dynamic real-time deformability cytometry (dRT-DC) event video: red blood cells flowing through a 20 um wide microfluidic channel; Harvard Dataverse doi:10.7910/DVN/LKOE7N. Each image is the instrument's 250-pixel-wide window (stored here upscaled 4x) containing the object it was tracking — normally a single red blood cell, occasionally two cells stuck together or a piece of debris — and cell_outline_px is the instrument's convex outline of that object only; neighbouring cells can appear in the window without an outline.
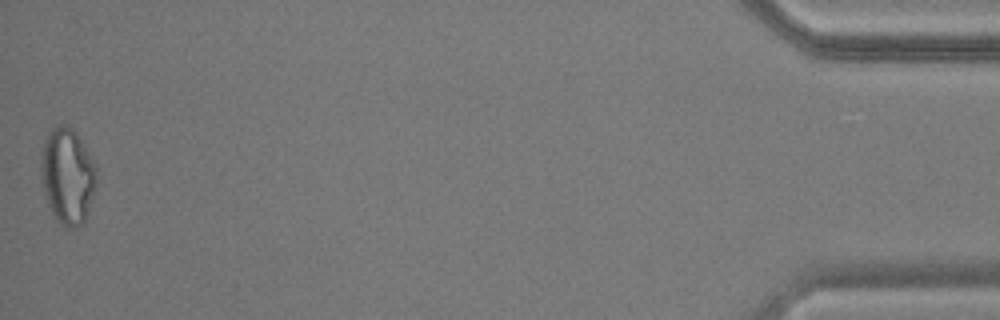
{"species": "common noctule bat (a hibernating species)", "species_latin": "Nyctalus noctula", "temperature_condition": "warm", "stored_images_in_passage": 40, "camera_frame_rate_fps": 3000, "um_per_image_px": 0.085, "animal": {"sex": "male", "body_mass_g": 17.9, "forearm_length_mm": 54.2}, "frame": {"image": 1, "passage_image": 40, "time_ms": 13.0, "image_size_px": [1000, 320], "cell_outline_px": [[96, 180], [88, 212], [84, 224], [76, 228], [64, 228], [60, 224], [52, 212], [48, 204], [44, 192], [40, 172], [40, 160], [44, 140], [48, 132], [52, 128], [60, 124], [68, 124], [76, 132], [92, 160], [96, 168]], "centroid_in_image_um": [5.71, 14.96], "position_along_channel_um": 429.5, "area_um2": 31.1}, "authors_computed_cell_mechanics": {"area_um2": 21.5305, "velocity_mm_per_s": 3.7528, "shape_relaxation_time_tau1_ms": null, "shape_relaxation_time_tau2_ms": 3.4013, "deformation_change_tau1": null, "deformation_change_tau2": 0.1086}}